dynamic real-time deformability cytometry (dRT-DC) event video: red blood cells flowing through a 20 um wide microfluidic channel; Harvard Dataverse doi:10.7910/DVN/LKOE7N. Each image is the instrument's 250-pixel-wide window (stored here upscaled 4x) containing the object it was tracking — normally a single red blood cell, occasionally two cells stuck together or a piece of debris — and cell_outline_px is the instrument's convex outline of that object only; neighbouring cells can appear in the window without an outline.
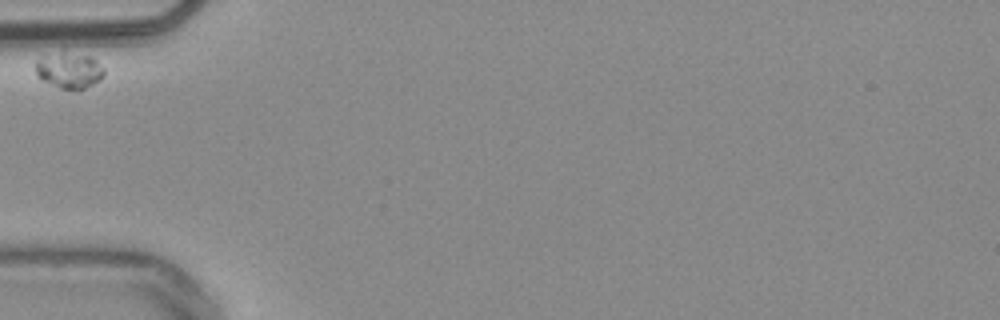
{"species": "common noctule bat (a hibernating species)", "species_latin": "Nyctalus noctula", "temperature_condition": "warm", "stored_images_in_passage": 31, "camera_frame_rate_fps": 3000, "um_per_image_px": 0.085, "animal": {"sex": "male", "body_mass_g": 20.4}, "frame": {"image": 1, "passage_image": 1, "time_ms": 0.0, "image_size_px": [1000, 320], "cell_outline_px": [[104, 76], [100, 80], [84, 88], [60, 88], [40, 80], [36, 76], [36, 64], [40, 60], [64, 52], [88, 56], [96, 60], [104, 68]], "centroid_in_image_um": [5.91, 6.01], "position_along_channel_um": 79.1, "area_um2": 13.7}}
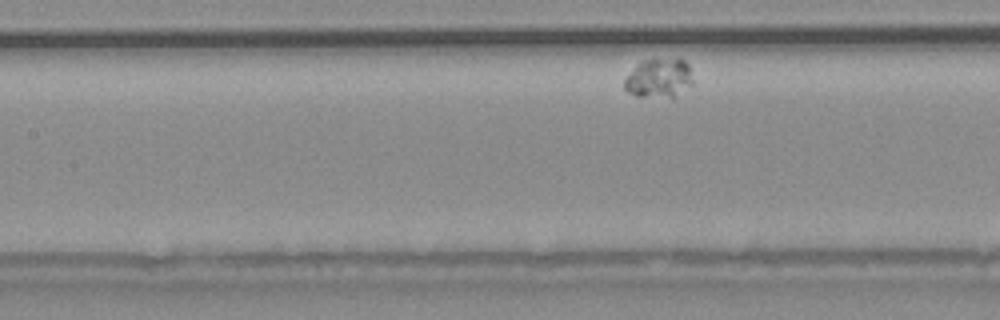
{"frame": {"image": 2, "passage_image": 9, "time_ms": 2.667, "image_size_px": [1000, 320], "cell_outline_px": [[692, 84], [672, 100], [636, 96], [628, 92], [624, 88], [624, 80], [636, 64], [640, 60], [680, 56], [688, 64], [692, 80]], "centroid_in_image_um": [56.02, 6.64], "position_along_channel_um": 151.4, "area_um2": 16.47}}
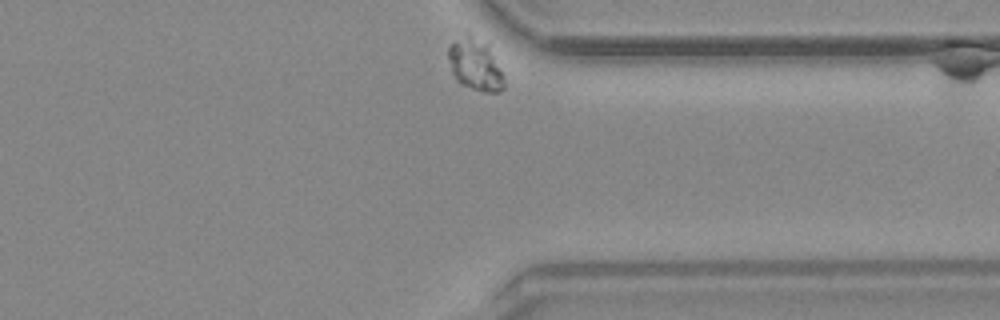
{"frame": {"image": 3, "passage_image": 31, "time_ms": 10.0, "image_size_px": [1000, 320], "cell_outline_px": [[504, 88], [500, 92], [484, 92], [460, 84], [456, 80], [452, 72], [448, 56], [448, 44], [468, 28], [488, 44], [504, 76]], "centroid_in_image_um": [40.36, 5.39], "position_along_channel_um": 371.0, "area_um2": 17.57}}